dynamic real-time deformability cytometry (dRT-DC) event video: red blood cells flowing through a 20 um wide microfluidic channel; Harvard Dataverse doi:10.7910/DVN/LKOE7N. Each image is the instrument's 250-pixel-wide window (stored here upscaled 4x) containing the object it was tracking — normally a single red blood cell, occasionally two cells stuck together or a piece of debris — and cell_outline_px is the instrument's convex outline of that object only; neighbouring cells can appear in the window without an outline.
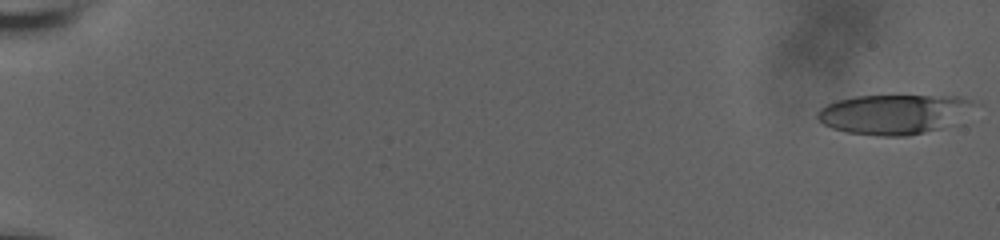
{"species": "human", "species_latin": "Homo sapiens", "temperature_condition": "room temperature", "stored_images_in_passage": 47, "camera_frame_rate_fps": 3000, "um_per_image_px": 0.085, "donor": {"sex": "male"}, "frame": {"image": 1, "passage_image": 1, "time_ms": 0.0, "image_size_px": [1000, 240], "cell_outline_px": [[972, 104], [940, 128], [908, 136], [876, 136], [848, 132], [832, 128], [824, 124], [816, 116], [816, 112], [820, 108], [836, 100], [856, 96], [960, 96], [972, 100]], "centroid_in_image_um": [75.8, 9.7], "position_along_channel_um": 9.2, "area_um2": 35.14}}
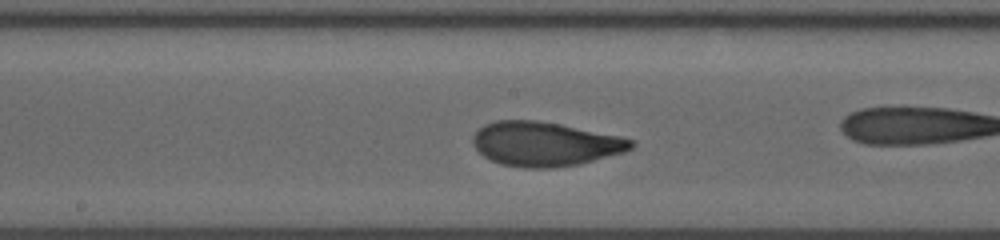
{"frame": {"image": 2, "passage_image": 31, "time_ms": 10.0, "image_size_px": [1000, 240], "cell_outline_px": [[636, 144], [632, 148], [624, 152], [580, 164], [556, 168], [524, 168], [504, 164], [492, 160], [484, 156], [472, 144], [472, 136], [484, 124], [496, 120], [536, 120], [560, 124], [620, 136], [632, 140]], "centroid_in_image_um": [46.32, 12.24], "position_along_channel_um": 201.9, "area_um2": 40.81}}
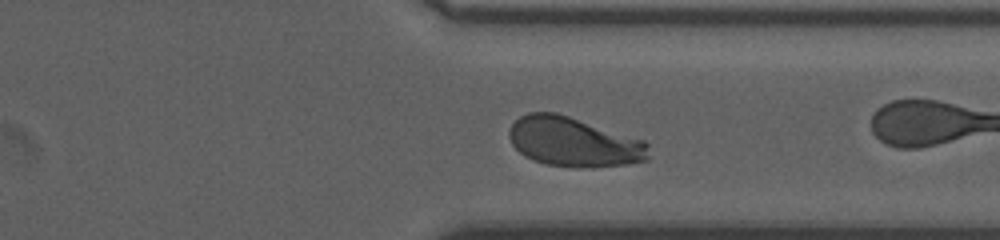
{"frame": {"image": 3, "passage_image": 44, "time_ms": 14.333, "image_size_px": [1000, 240], "cell_outline_px": [[648, 160], [624, 164], [580, 168], [576, 168], [548, 164], [524, 156], [512, 144], [508, 136], [508, 132], [512, 124], [520, 116], [528, 112], [556, 112], [644, 140], [648, 144]], "centroid_in_image_um": [48.75, 12.06], "position_along_channel_um": 362.7, "area_um2": 40.0}}